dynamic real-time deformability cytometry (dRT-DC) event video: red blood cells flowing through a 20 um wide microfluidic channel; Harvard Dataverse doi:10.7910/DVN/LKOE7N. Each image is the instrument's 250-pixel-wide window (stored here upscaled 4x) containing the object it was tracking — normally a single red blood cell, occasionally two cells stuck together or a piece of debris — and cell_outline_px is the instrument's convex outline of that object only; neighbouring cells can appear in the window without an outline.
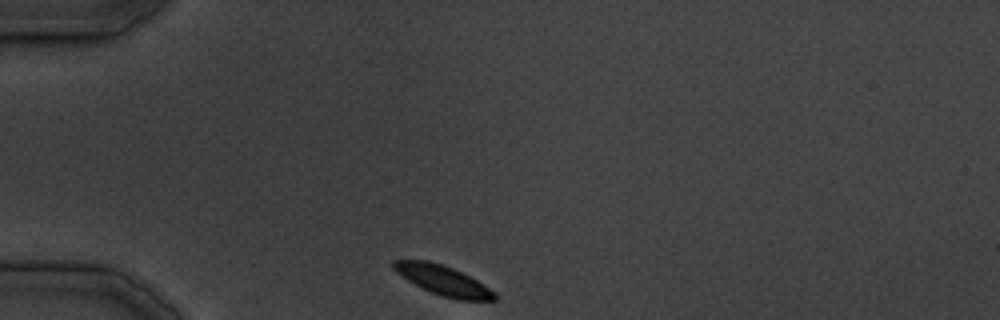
{"species": "common noctule bat (a hibernating species)", "species_latin": "Nyctalus noctula", "temperature_condition": "cold", "stored_images_in_passage": 4, "camera_frame_rate_fps": 3000, "um_per_image_px": 0.085, "animal": {"sex": "male", "body_mass_g": 19.5, "forearm_length_mm": 54.6}, "frame": {"image": 1, "passage_image": 1, "time_ms": 0.0, "image_size_px": [1000, 320], "cell_outline_px": [[496, 300], [460, 300], [440, 296], [408, 280], [396, 272], [392, 268], [392, 260], [428, 260], [452, 268], [476, 280], [496, 292]], "centroid_in_image_um": [37.65, 23.83], "position_along_channel_um": 47.3, "area_um2": 17.17}}